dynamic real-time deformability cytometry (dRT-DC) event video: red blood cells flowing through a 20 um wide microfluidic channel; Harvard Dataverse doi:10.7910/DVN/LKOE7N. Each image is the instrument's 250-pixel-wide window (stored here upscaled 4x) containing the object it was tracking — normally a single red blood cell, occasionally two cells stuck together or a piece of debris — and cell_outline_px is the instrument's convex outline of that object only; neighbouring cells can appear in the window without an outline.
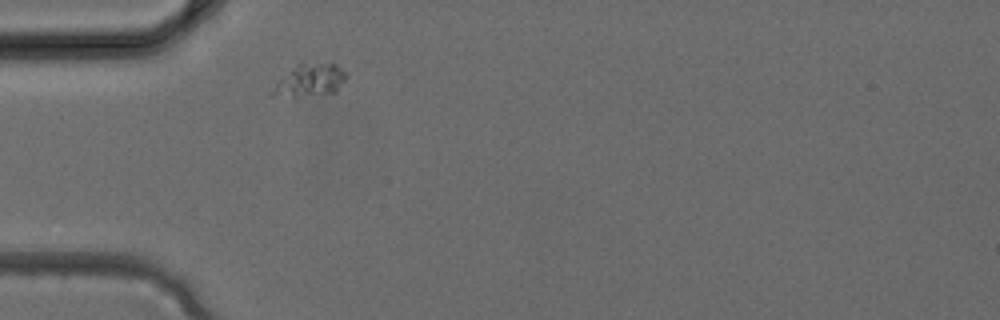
{"species": "common noctule bat (a hibernating species)", "species_latin": "Nyctalus noctula", "temperature_condition": "cold", "stored_images_in_passage": 3, "camera_frame_rate_fps": 3000, "um_per_image_px": 0.085, "animal": {"sex": "female", "body_mass_g": 24.6, "forearm_length_mm": 56.2}, "frame": {"image": 1, "passage_image": 3, "time_ms": 0.667, "image_size_px": [1000, 320], "cell_outline_px": [[348, 76], [336, 92], [296, 96], [268, 96], [268, 92], [292, 68], [300, 64], [336, 64], [348, 72]], "centroid_in_image_um": [26.37, 6.84], "position_along_channel_um": 58.6, "area_um2": 13.64}}